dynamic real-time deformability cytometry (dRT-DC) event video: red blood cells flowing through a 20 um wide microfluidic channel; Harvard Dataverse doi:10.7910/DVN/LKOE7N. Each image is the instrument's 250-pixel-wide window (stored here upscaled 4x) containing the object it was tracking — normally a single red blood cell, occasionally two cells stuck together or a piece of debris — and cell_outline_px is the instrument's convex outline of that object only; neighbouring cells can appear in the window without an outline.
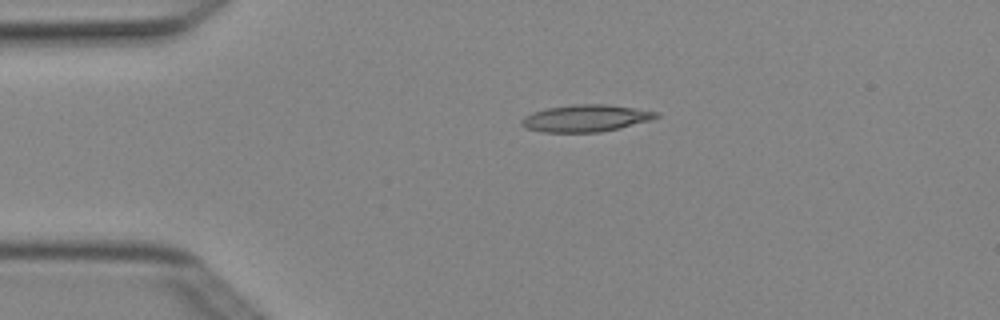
{"species": "Egyptian fruit bat (a non-hibernating species)", "species_latin": "Rousettus aegyptiacus", "temperature_condition": "cold", "stored_images_in_passage": 4, "camera_frame_rate_fps": 3000, "um_per_image_px": 0.085, "animal": {"sex": "female"}, "frame": {"image": 1, "passage_image": 3, "time_ms": 0.667, "image_size_px": [1000, 320], "cell_outline_px": [[660, 116], [652, 120], [620, 128], [600, 132], [544, 132], [528, 128], [520, 124], [520, 120], [524, 116], [532, 112], [548, 108], [572, 104], [604, 104], [660, 112]], "centroid_in_image_um": [49.8, 10.05], "position_along_channel_um": 35.2, "area_um2": 21.15}}